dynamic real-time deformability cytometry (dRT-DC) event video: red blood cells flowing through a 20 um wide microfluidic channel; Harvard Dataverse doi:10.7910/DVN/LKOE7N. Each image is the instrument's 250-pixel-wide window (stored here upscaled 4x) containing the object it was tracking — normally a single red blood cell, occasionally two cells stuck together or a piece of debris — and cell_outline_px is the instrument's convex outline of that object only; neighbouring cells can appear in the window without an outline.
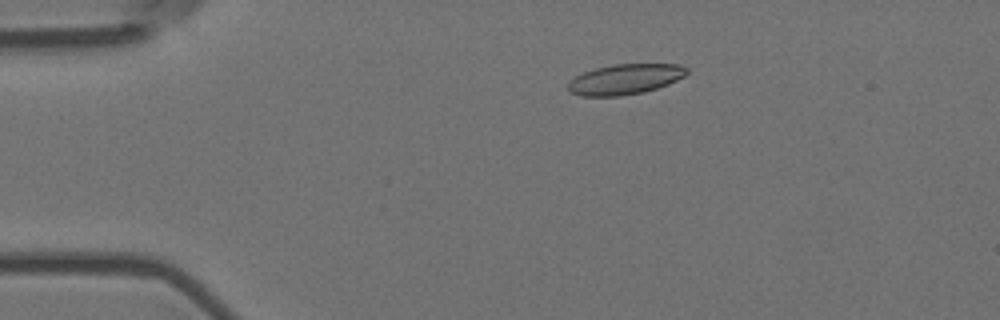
{"species": "Egyptian fruit bat (a non-hibernating species)", "species_latin": "Rousettus aegyptiacus", "temperature_condition": "room temperature", "stored_images_in_passage": 4, "camera_frame_rate_fps": 3000, "um_per_image_px": 0.085, "animal": {"sex": "female"}, "frame": {"image": 1, "passage_image": 3, "time_ms": 0.667, "image_size_px": [1000, 320], "cell_outline_px": [[688, 72], [684, 76], [668, 84], [644, 92], [620, 96], [580, 96], [568, 92], [568, 84], [576, 76], [584, 72], [596, 68], [612, 64], [680, 64], [688, 68]], "centroid_in_image_um": [53.13, 6.73], "position_along_channel_um": 31.9, "area_um2": 20.98}}